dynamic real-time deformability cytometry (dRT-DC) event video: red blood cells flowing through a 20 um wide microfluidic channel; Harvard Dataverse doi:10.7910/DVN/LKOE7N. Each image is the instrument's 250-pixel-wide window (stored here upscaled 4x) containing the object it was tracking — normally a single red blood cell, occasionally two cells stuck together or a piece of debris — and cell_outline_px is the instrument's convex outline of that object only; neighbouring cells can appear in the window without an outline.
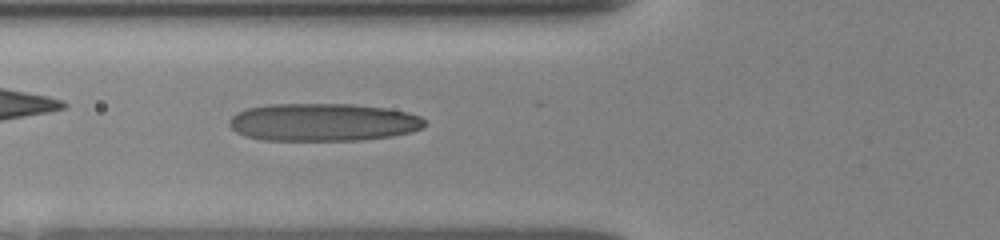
{"species": "human", "species_latin": "Homo sapiens", "temperature_condition": "room temperature", "stored_images_in_passage": 51, "camera_frame_rate_fps": 3000, "um_per_image_px": 0.085, "donor": {"sex": "female"}, "frame": {"image": 1, "passage_image": 19, "time_ms": 6.0, "image_size_px": [1000, 240], "cell_outline_px": [[428, 124], [424, 128], [412, 132], [392, 136], [360, 140], [264, 140], [248, 136], [236, 132], [228, 124], [228, 120], [236, 112], [248, 108], [268, 104], [352, 104], [384, 108], [408, 112], [420, 116]], "centroid_in_image_um": [27.48, 10.39], "position_along_channel_um": 98.3, "area_um2": 43.18}}
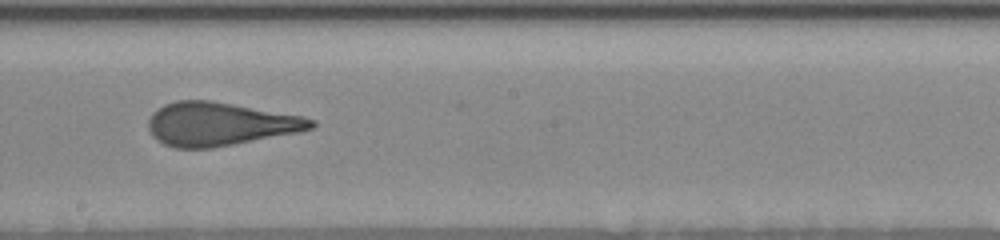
{"frame": {"image": 2, "passage_image": 29, "time_ms": 9.333, "image_size_px": [1000, 240], "cell_outline_px": [[316, 124], [312, 128], [300, 132], [212, 148], [176, 148], [164, 144], [148, 128], [148, 120], [152, 112], [156, 108], [164, 104], [176, 100], [208, 100], [304, 116], [316, 120]], "centroid_in_image_um": [18.7, 10.53], "position_along_channel_um": 229.5, "area_um2": 41.04}}
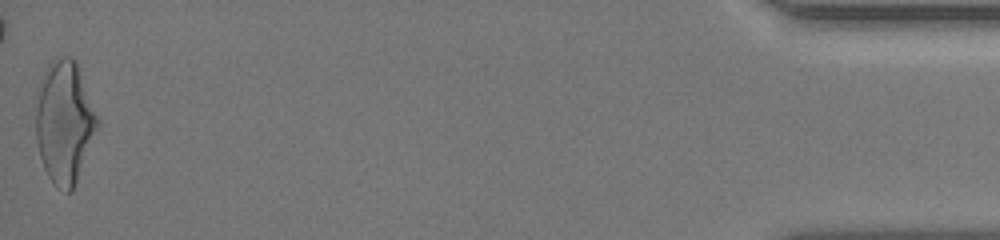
{"frame": {"image": 3, "passage_image": 51, "time_ms": 16.667, "image_size_px": [1000, 240], "cell_outline_px": [[100, 128], [72, 192], [68, 192], [56, 188], [48, 176], [44, 168], [40, 156], [36, 140], [36, 108], [40, 88], [48, 64], [56, 56], [72, 56], [76, 60], [100, 120]], "centroid_in_image_um": [5.53, 10.4], "position_along_channel_um": 429.7, "area_um2": 44.39}, "authors_computed_cell_mechanics": {"area_um2": 40.749, "velocity_mm_per_s": 3.9098, "shape_relaxation_time_tau1_ms": 5.4889, "shape_relaxation_time_tau2_ms": 1.1083, "deformation_change_tau1": 0.2166, "deformation_change_tau2": 0.1195}}